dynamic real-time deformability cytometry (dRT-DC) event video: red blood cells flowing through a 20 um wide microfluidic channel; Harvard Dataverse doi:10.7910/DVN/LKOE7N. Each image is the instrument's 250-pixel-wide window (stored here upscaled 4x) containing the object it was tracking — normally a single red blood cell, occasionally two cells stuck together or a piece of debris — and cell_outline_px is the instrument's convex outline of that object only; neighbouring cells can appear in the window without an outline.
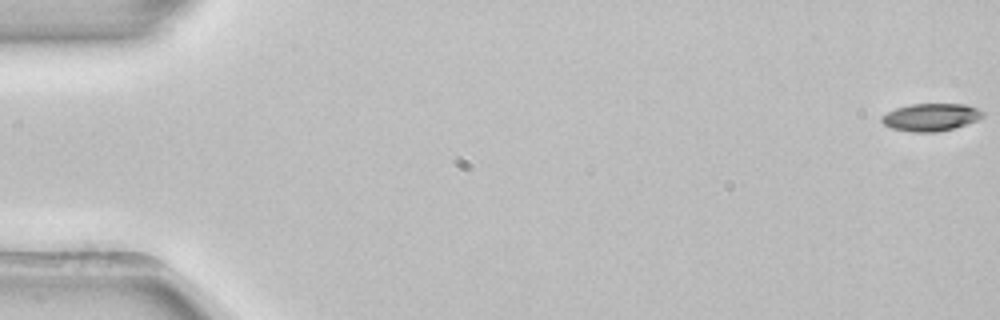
{"species": "common noctule bat (a hibernating species)", "species_latin": "Nyctalus noctula", "temperature_condition": "room temperature", "stored_images_in_passage": 54, "camera_frame_rate_fps": 3000, "um_per_image_px": 0.085, "animal": {"sex": "female", "body_mass_g": 22.7, "forearm_length_mm": 54.2}, "frame": {"image": 1, "passage_image": 1, "time_ms": 0.0, "image_size_px": [1000, 320], "cell_outline_px": [[984, 116], [976, 120], [952, 128], [936, 132], [912, 132], [892, 128], [884, 124], [880, 120], [880, 116], [896, 108], [912, 104], [964, 104], [976, 108], [984, 112]], "centroid_in_image_um": [79.09, 9.95], "position_along_channel_um": 5.9, "area_um2": 16.01}}
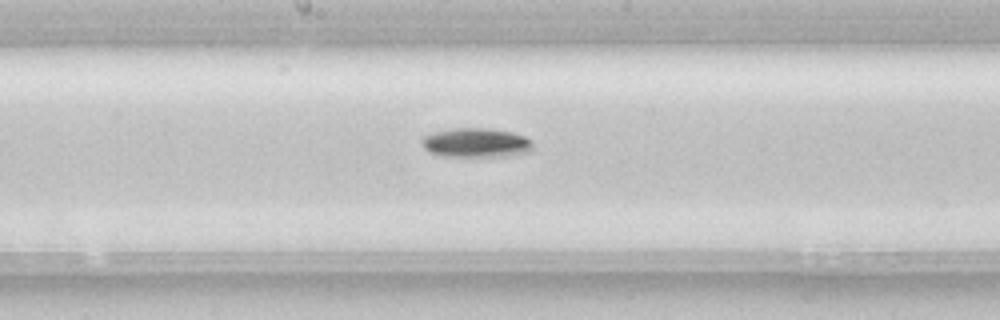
{"frame": {"image": 2, "passage_image": 29, "time_ms": 9.333, "image_size_px": [1000, 320], "cell_outline_px": [[532, 152], [508, 156], [472, 160], [444, 156], [428, 152], [424, 148], [420, 140], [424, 136], [436, 132], [456, 128], [488, 128], [512, 132], [524, 136], [532, 140]], "centroid_in_image_um": [40.49, 12.2], "position_along_channel_um": 207.7, "area_um2": 19.94}}
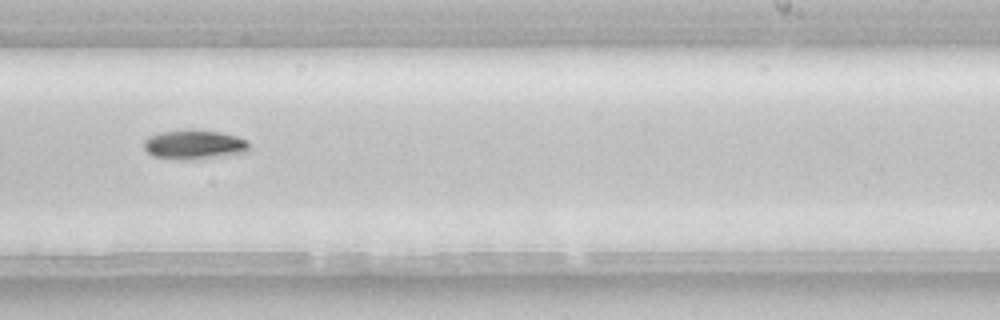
{"frame": {"image": 3, "passage_image": 34, "time_ms": 11.0, "image_size_px": [1000, 320], "cell_outline_px": [[248, 152], [188, 160], [152, 156], [144, 148], [144, 140], [148, 136], [160, 132], [192, 128], [220, 132], [236, 136], [248, 140]], "centroid_in_image_um": [16.49, 12.26], "position_along_channel_um": 272.5, "area_um2": 18.09}, "authors_computed_cell_mechanics": {"area_um2": 16.7331, "velocity_mm_per_s": 3.9076, "shape_relaxation_time_tau1_ms": 2.1019, "shape_relaxation_time_tau2_ms": null, "deformation_change_tau1": 0.1035, "deformation_change_tau2": null}}